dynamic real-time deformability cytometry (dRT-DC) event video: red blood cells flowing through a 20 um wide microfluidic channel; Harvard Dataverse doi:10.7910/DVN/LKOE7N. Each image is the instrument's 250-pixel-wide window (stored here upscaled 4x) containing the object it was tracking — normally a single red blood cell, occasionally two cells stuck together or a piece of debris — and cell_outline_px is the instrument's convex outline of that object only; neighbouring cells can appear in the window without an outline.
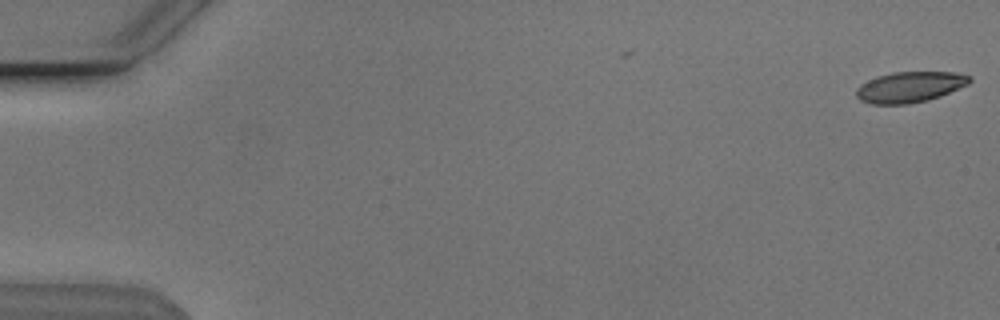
{"species": "Egyptian fruit bat (a non-hibernating species)", "species_latin": "Rousettus aegyptiacus", "temperature_condition": "cold", "stored_images_in_passage": 8, "camera_frame_rate_fps": 3000, "um_per_image_px": 0.085, "animal": {"sex": "male"}, "frame": {"image": 1, "passage_image": 1, "time_ms": 0.0, "image_size_px": [1000, 320], "cell_outline_px": [[972, 80], [968, 84], [940, 96], [928, 100], [908, 104], [872, 104], [860, 100], [856, 96], [856, 88], [860, 84], [876, 76], [892, 72], [956, 72], [972, 76]], "centroid_in_image_um": [77.33, 7.39], "position_along_channel_um": 7.7, "area_um2": 20.4}}